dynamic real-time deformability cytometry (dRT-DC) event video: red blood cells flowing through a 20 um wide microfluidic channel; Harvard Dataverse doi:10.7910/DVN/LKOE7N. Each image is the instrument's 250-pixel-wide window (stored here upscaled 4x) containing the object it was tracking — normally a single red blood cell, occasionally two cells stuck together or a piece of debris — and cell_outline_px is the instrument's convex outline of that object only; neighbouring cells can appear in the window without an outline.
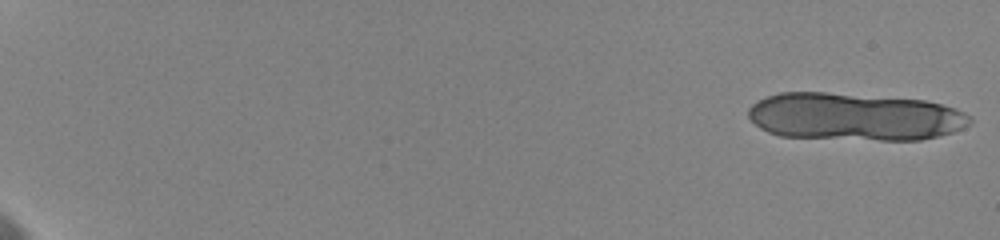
{"species": "human", "species_latin": "Homo sapiens", "temperature_condition": "cold", "stored_images_in_passage": 16, "camera_frame_rate_fps": 3000, "um_per_image_px": 0.085, "donor": {"sex": "female"}, "frame": {"image": 1, "passage_image": 1, "time_ms": 0.0, "image_size_px": [1000, 240], "cell_outline_px": [[972, 124], [964, 128], [940, 136], [920, 140], [880, 140], [780, 136], [768, 132], [760, 128], [748, 116], [748, 108], [752, 104], [768, 96], [780, 92], [824, 92], [924, 100], [956, 108], [972, 116]], "centroid_in_image_um": [72.67, 9.92], "position_along_channel_um": 12.3, "area_um2": 61.61}}